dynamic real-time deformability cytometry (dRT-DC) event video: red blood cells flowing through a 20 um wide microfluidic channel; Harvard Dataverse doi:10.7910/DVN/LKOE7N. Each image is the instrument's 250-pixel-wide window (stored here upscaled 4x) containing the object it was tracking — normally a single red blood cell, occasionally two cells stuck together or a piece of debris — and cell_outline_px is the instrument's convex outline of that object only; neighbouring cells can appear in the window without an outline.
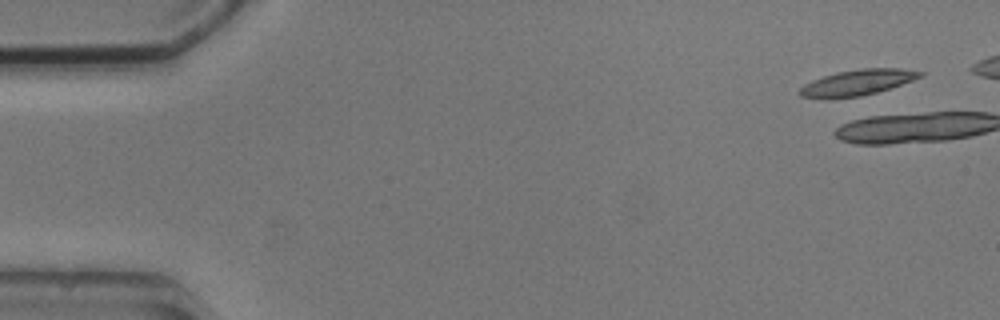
{"species": "common noctule bat (a hibernating species)", "species_latin": "Nyctalus noctula", "temperature_condition": "cold", "stored_images_in_passage": 5, "camera_frame_rate_fps": 3000, "um_per_image_px": 0.085, "animal": {"sex": "male", "body_mass_g": 20.5, "forearm_length_mm": 52.5}, "frame": {"image": 1, "passage_image": 1, "time_ms": 0.0, "image_size_px": [1000, 320], "cell_outline_px": [[924, 76], [876, 92], [860, 96], [800, 96], [800, 88], [804, 84], [812, 80], [836, 72], [860, 68], [900, 68], [924, 72]], "centroid_in_image_um": [72.95, 6.96], "position_along_channel_um": 12.0, "area_um2": 17.28}}